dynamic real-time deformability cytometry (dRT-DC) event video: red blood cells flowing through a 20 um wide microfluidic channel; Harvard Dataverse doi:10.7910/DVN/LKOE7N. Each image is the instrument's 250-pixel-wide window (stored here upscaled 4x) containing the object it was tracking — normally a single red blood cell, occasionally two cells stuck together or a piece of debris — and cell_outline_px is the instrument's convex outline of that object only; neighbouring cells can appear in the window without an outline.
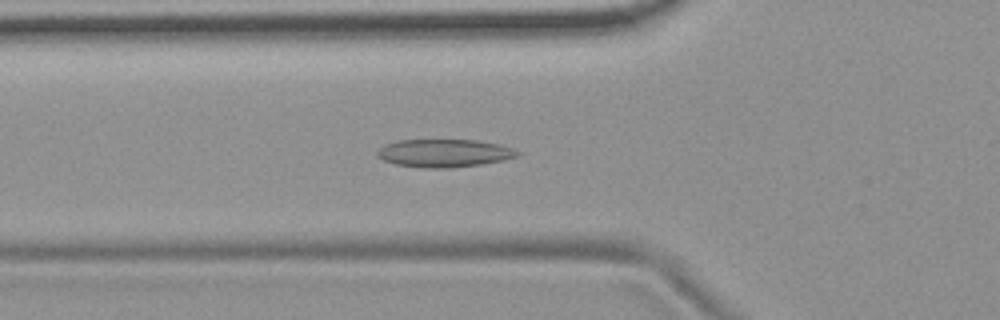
{"species": "common noctule bat (a hibernating species)", "species_latin": "Nyctalus noctula", "temperature_condition": "room temperature", "stored_images_in_passage": 43, "camera_frame_rate_fps": 3000, "um_per_image_px": 0.085, "animal": {"sex": "female", "body_mass_g": 19.9}, "frame": {"image": 1, "passage_image": 8, "time_ms": 2.333, "image_size_px": [1000, 320], "cell_outline_px": [[520, 156], [504, 160], [480, 164], [452, 168], [420, 168], [396, 164], [384, 160], [376, 156], [376, 152], [384, 144], [396, 140], [476, 140], [500, 144], [512, 148], [520, 152]], "centroid_in_image_um": [37.75, 13.02], "position_along_channel_um": 88.0, "area_um2": 23.0}}
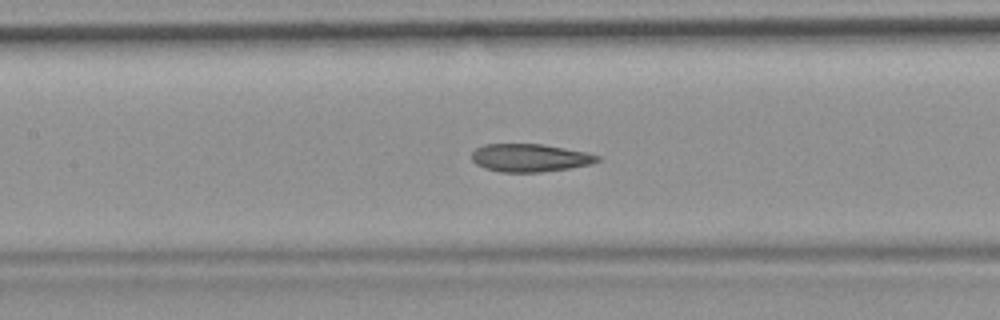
{"frame": {"image": 2, "passage_image": 14, "time_ms": 4.333, "image_size_px": [1000, 320], "cell_outline_px": [[600, 160], [592, 164], [568, 168], [540, 172], [500, 172], [484, 168], [476, 164], [472, 160], [472, 152], [476, 148], [484, 144], [544, 144], [588, 152], [600, 156]], "centroid_in_image_um": [45.05, 13.41], "position_along_channel_um": 162.4, "area_um2": 20.58}}
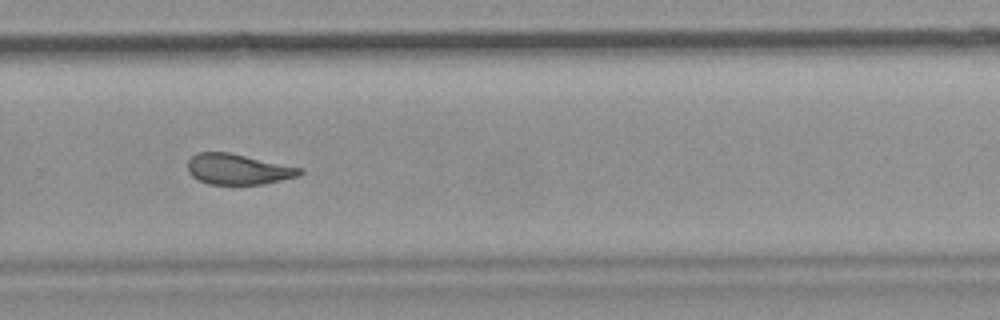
{"frame": {"image": 3, "passage_image": 26, "time_ms": 8.333, "image_size_px": [1000, 320], "cell_outline_px": [[304, 172], [300, 176], [264, 184], [208, 184], [192, 176], [188, 172], [188, 160], [196, 152], [228, 152], [304, 168]], "centroid_in_image_um": [20.27, 14.38], "position_along_channel_um": 309.5, "area_um2": 20.11}, "authors_computed_cell_mechanics": {"area_um2": 21.0392, "velocity_mm_per_s": 3.6911, "shape_relaxation_time_tau1_ms": null, "shape_relaxation_time_tau2_ms": 2.4831, "deformation_change_tau1": null, "deformation_change_tau2": 0.0946}}